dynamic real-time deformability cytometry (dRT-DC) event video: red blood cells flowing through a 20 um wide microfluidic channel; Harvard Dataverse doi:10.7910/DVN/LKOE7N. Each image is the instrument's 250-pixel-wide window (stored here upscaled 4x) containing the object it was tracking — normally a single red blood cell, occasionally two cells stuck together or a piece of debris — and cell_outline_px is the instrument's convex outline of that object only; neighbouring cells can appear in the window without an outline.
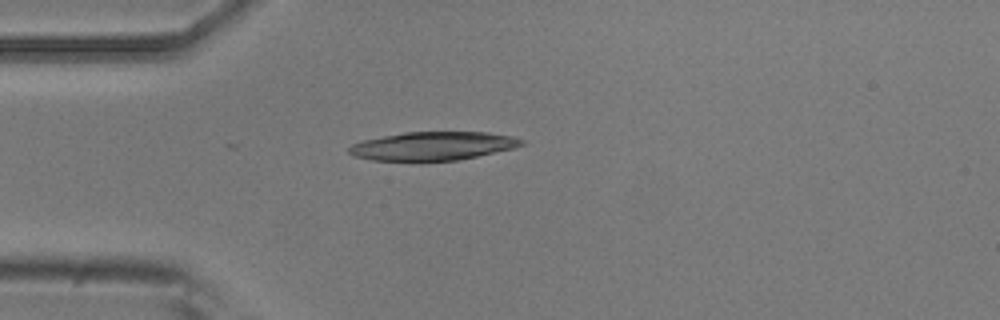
{"species": "common noctule bat (a hibernating species)", "species_latin": "Nyctalus noctula", "temperature_condition": "room temperature", "stored_images_in_passage": 3, "camera_frame_rate_fps": 3000, "um_per_image_px": 0.085, "animal": {"sex": "male", "body_mass_g": 20.5, "forearm_length_mm": 52.5}, "frame": {"image": 1, "passage_image": 3, "time_ms": 2.333, "image_size_px": [1000, 320], "cell_outline_px": [[524, 144], [512, 148], [476, 156], [456, 160], [420, 164], [372, 160], [352, 156], [348, 152], [348, 148], [352, 144], [364, 140], [404, 132], [488, 132], [512, 136], [524, 140]], "centroid_in_image_um": [36.72, 12.45], "position_along_channel_um": 48.3, "area_um2": 29.48}}